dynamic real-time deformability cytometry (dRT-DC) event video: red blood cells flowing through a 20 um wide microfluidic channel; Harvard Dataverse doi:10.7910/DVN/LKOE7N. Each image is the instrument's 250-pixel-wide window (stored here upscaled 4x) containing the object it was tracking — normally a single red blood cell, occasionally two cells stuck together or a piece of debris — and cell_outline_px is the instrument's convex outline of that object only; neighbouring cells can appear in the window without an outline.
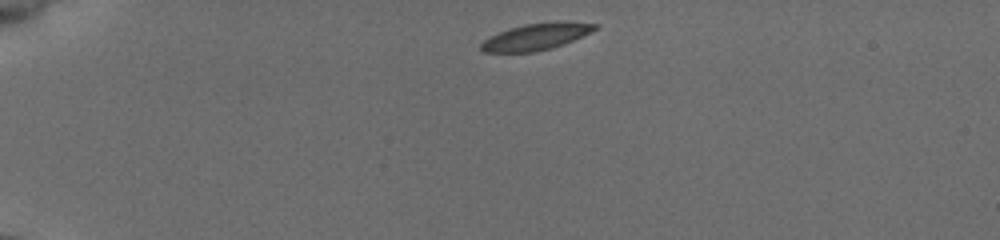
{"species": "common noctule bat (a hibernating species)", "species_latin": "Nyctalus noctula", "temperature_condition": "cold", "stored_images_in_passage": 42, "camera_frame_rate_fps": 3000, "um_per_image_px": 0.085, "animal": {"sex": "female", "body_mass_g": 19.5, "forearm_length_mm": 54.1}, "frame": {"image": 1, "passage_image": 1, "time_ms": 0.0, "image_size_px": [1000, 240], "cell_outline_px": [[600, 28], [572, 40], [552, 48], [536, 52], [484, 52], [480, 48], [480, 44], [484, 40], [508, 28], [524, 24], [556, 20], [564, 20], [600, 24]], "centroid_in_image_um": [45.63, 3.09], "position_along_channel_um": 39.4, "area_um2": 17.92}}
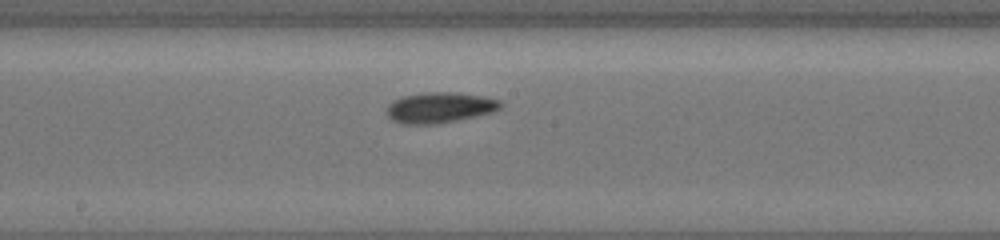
{"frame": {"image": 2, "passage_image": 19, "time_ms": 6.0, "image_size_px": [1000, 240], "cell_outline_px": [[504, 104], [500, 108], [492, 112], [432, 124], [404, 124], [392, 120], [384, 112], [388, 104], [392, 100], [404, 96], [424, 92], [452, 92], [484, 96], [500, 100]], "centroid_in_image_um": [37.32, 9.12], "position_along_channel_um": 210.9, "area_um2": 20.17}}
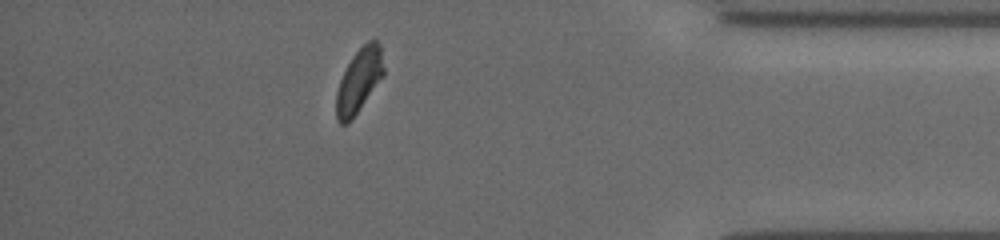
{"frame": {"image": 3, "passage_image": 36, "time_ms": 11.667, "image_size_px": [1000, 240], "cell_outline_px": [[384, 76], [348, 124], [340, 124], [336, 120], [336, 92], [340, 80], [352, 56], [368, 40], [376, 40], [380, 44], [384, 68]], "centroid_in_image_um": [30.52, 6.86], "position_along_channel_um": 404.7, "area_um2": 17.63}, "authors_computed_cell_mechanics": {"area_um2": 18.7272, "velocity_mm_per_s": 3.8977, "shape_relaxation_time_tau1_ms": 2.1982, "shape_relaxation_time_tau2_ms": null, "deformation_change_tau1": 0.1037, "deformation_change_tau2": null}}